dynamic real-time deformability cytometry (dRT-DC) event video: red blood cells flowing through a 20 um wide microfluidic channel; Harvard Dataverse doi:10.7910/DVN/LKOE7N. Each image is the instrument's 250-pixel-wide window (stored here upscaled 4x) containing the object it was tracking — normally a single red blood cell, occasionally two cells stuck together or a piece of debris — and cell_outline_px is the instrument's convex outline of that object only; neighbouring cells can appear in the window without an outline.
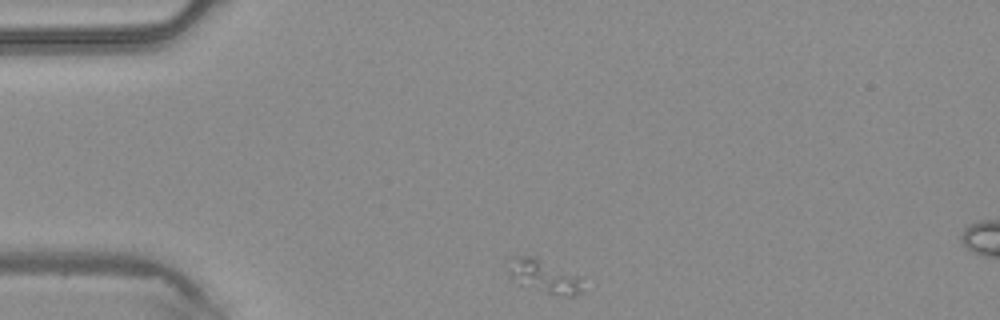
{"species": "common noctule bat (a hibernating species)", "species_latin": "Nyctalus noctula", "temperature_condition": "warm", "stored_images_in_passage": 3, "camera_frame_rate_fps": 3000, "um_per_image_px": 0.085, "animal": {"sex": "male", "body_mass_g": 20.4}, "frame": {"image": 1, "passage_image": 1, "time_ms": 0.0, "image_size_px": [1000, 320], "cell_outline_px": [[584, 292], [572, 296], [564, 296], [544, 292], [508, 276], [508, 268], [516, 256], [532, 256], [580, 280]], "centroid_in_image_um": [46.24, 23.53], "position_along_channel_um": 38.8, "area_um2": 13.01}}